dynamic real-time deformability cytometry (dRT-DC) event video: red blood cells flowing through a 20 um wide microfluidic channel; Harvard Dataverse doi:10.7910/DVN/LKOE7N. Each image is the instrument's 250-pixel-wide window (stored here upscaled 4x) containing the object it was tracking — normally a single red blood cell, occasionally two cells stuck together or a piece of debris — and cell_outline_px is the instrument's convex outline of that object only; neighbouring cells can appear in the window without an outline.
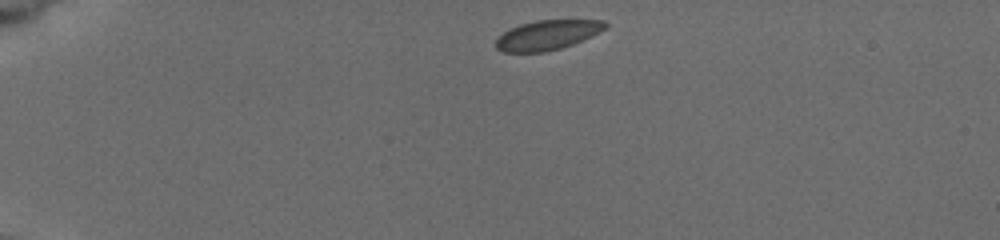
{"species": "common noctule bat (a hibernating species)", "species_latin": "Nyctalus noctula", "temperature_condition": "cold", "stored_images_in_passage": 5, "camera_frame_rate_fps": 3000, "um_per_image_px": 0.085, "animal": {"sex": "female", "body_mass_g": 19.5, "forearm_length_mm": 54.1}, "frame": {"image": 1, "passage_image": 1, "time_ms": 0.0, "image_size_px": [1000, 240], "cell_outline_px": [[608, 24], [600, 32], [592, 36], [572, 44], [560, 48], [544, 52], [504, 52], [496, 48], [496, 40], [504, 32], [520, 24], [536, 20], [604, 20]], "centroid_in_image_um": [46.54, 2.97], "position_along_channel_um": 38.5, "area_um2": 18.73}}
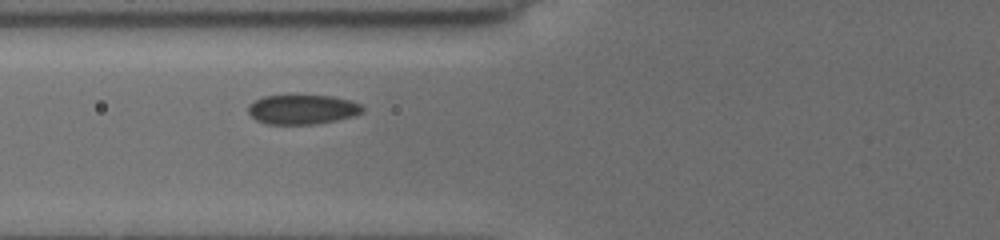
{"frame": {"image": 2, "passage_image": 5, "time_ms": 3.333, "image_size_px": [1000, 240], "cell_outline_px": [[364, 112], [356, 116], [316, 124], [268, 124], [256, 120], [248, 112], [248, 104], [264, 96], [332, 96], [348, 100], [360, 104], [364, 108]], "centroid_in_image_um": [25.72, 9.31], "position_along_channel_um": 100.1, "area_um2": 19.59}}